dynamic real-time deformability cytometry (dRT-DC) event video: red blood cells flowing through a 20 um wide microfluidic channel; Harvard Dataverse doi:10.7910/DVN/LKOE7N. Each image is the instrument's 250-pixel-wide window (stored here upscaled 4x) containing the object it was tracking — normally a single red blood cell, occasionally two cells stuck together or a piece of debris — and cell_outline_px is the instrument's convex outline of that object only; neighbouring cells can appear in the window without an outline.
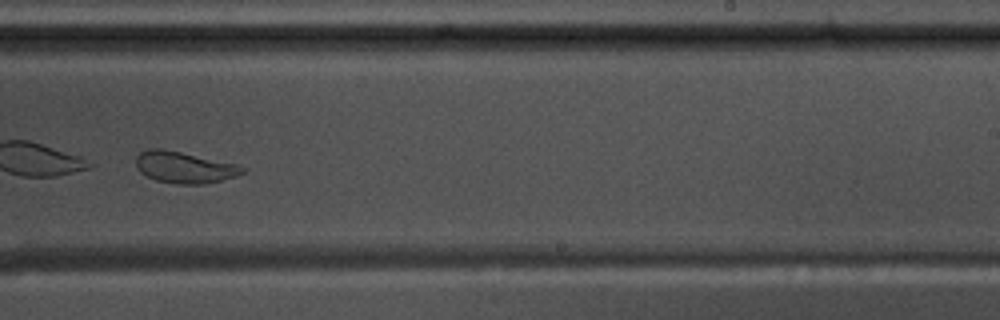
{"species": "common noctule bat (a hibernating species)", "species_latin": "Nyctalus noctula", "temperature_condition": "warm", "stored_images_in_passage": 52, "camera_frame_rate_fps": 3000, "um_per_image_px": 0.085, "animal": {"sex": "male", "body_mass_g": 17.5, "forearm_length_mm": 52.3}, "frame": {"image": 1, "passage_image": 32, "time_ms": 10.333, "image_size_px": [1000, 320], "cell_outline_px": [[244, 172], [236, 176], [204, 184], [176, 184], [156, 180], [140, 172], [136, 168], [136, 156], [140, 152], [148, 148], [160, 148], [180, 152], [236, 164], [244, 168]], "centroid_in_image_um": [15.62, 14.22], "position_along_channel_um": 273.4, "area_um2": 19.31}}
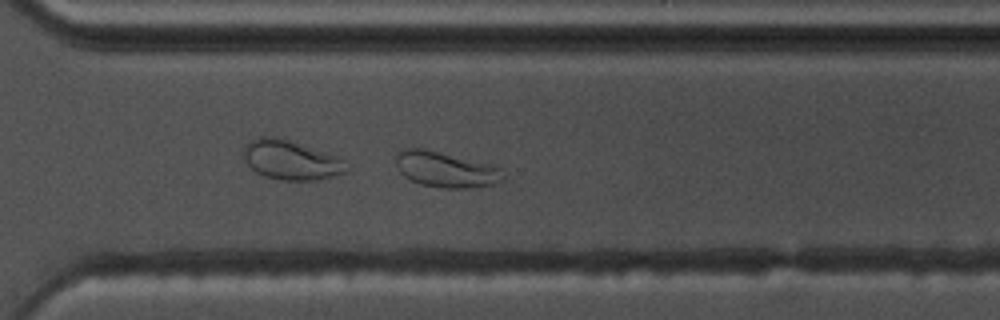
{"frame": {"image": 2, "passage_image": 37, "time_ms": 12.0, "image_size_px": [1000, 320], "cell_outline_px": [[508, 176], [496, 184], [468, 188], [440, 188], [420, 184], [404, 176], [400, 172], [392, 156], [404, 148], [424, 148], [492, 164], [500, 168]], "centroid_in_image_um": [37.9, 14.4], "position_along_channel_um": 332.7, "area_um2": 22.72}}
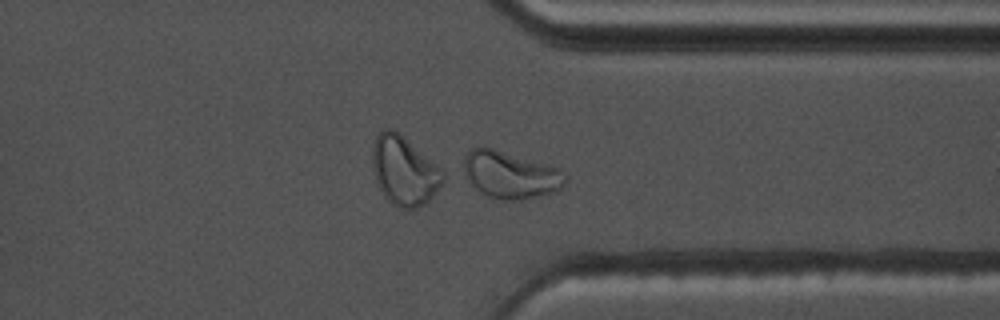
{"frame": {"image": 3, "passage_image": 40, "time_ms": 13.0, "image_size_px": [1000, 320], "cell_outline_px": [[564, 184], [556, 192], [520, 200], [504, 200], [488, 196], [480, 192], [460, 172], [464, 160], [468, 152], [472, 148], [492, 148], [560, 168], [564, 180]], "centroid_in_image_um": [43.33, 14.87], "position_along_channel_um": 368.1, "area_um2": 27.69}}